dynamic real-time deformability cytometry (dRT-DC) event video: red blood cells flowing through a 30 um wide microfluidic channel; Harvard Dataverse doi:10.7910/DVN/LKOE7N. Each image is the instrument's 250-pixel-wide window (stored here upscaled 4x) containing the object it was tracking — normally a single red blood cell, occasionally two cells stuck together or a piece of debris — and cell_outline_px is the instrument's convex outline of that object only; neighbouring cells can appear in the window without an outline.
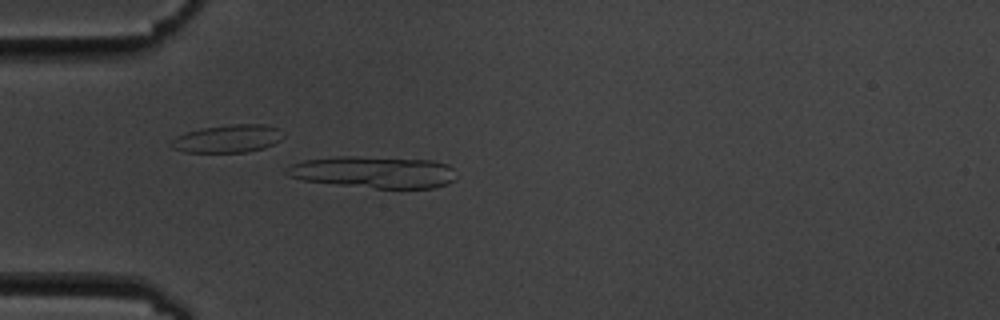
{"species": "common noctule bat (a hibernating species)", "species_latin": "Nyctalus noctula", "temperature_condition": "cold", "stored_images_in_passage": 3, "camera_frame_rate_fps": 3000, "um_per_image_px": 0.085, "animal": {"sex": "male", "body_mass_g": 19.5, "forearm_length_mm": 54.6}, "frame": {"image": 1, "passage_image": 3, "time_ms": 2.333, "image_size_px": [1000, 320], "cell_outline_px": [[456, 180], [448, 184], [436, 188], [376, 188], [304, 180], [288, 176], [284, 172], [284, 168], [288, 164], [304, 160], [336, 156], [356, 156], [432, 160], [448, 164], [452, 168]], "centroid_in_image_um": [31.75, 14.62], "position_along_channel_um": 53.2, "area_um2": 31.56}}